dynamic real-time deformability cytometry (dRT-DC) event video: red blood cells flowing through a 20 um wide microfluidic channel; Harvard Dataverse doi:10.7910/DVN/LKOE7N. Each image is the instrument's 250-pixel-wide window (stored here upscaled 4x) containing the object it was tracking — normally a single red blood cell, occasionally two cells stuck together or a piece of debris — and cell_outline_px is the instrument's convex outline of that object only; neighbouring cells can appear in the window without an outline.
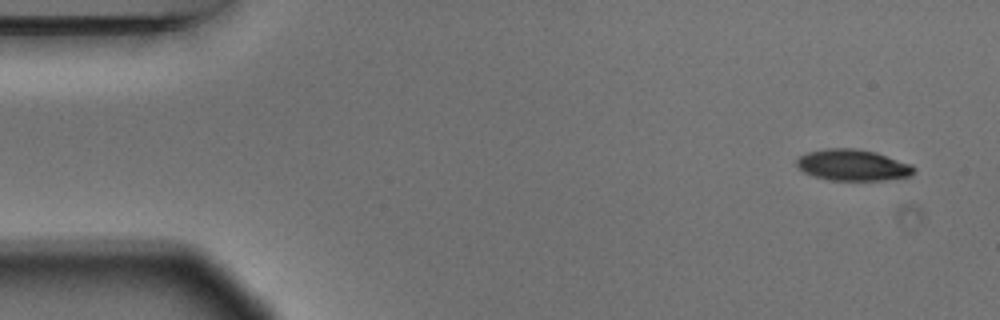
{"species": "Egyptian fruit bat (a non-hibernating species)", "species_latin": "Rousettus aegyptiacus", "temperature_condition": "warm", "stored_images_in_passage": 5, "segment_of_instrument_passage": [1, 2], "camera_frame_rate_fps": 3000, "um_per_image_px": 0.085, "animal": {"sex": "male"}, "frame": {"image": 1, "passage_image": 1, "time_ms": 0.0, "image_size_px": [1000, 320], "cell_outline_px": [[916, 168], [908, 176], [884, 180], [832, 180], [816, 176], [804, 172], [796, 164], [796, 160], [800, 156], [808, 152], [828, 148], [856, 148], [876, 152], [912, 164]], "centroid_in_image_um": [72.5, 14.02], "position_along_channel_um": 12.5, "area_um2": 21.15}}
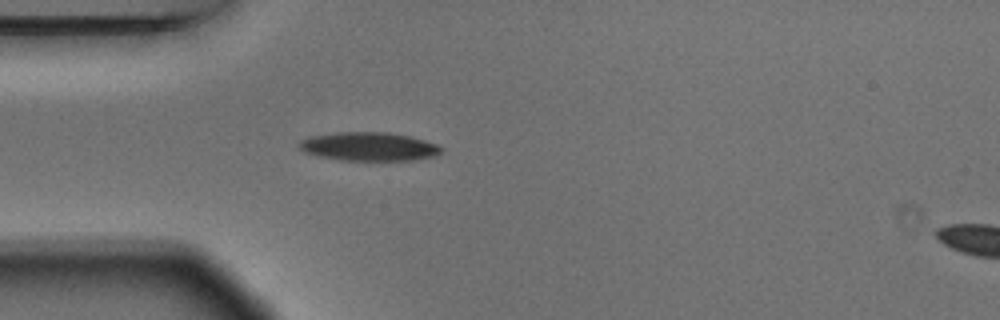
{"frame": {"image": 2, "passage_image": 4, "time_ms": 1.0, "image_size_px": [1000, 320], "cell_outline_px": [[444, 148], [436, 156], [412, 160], [340, 160], [320, 156], [304, 152], [296, 144], [300, 140], [308, 136], [336, 132], [388, 132], [412, 136], [436, 144]], "centroid_in_image_um": [31.34, 12.44], "position_along_channel_um": 53.7, "area_um2": 23.87}}